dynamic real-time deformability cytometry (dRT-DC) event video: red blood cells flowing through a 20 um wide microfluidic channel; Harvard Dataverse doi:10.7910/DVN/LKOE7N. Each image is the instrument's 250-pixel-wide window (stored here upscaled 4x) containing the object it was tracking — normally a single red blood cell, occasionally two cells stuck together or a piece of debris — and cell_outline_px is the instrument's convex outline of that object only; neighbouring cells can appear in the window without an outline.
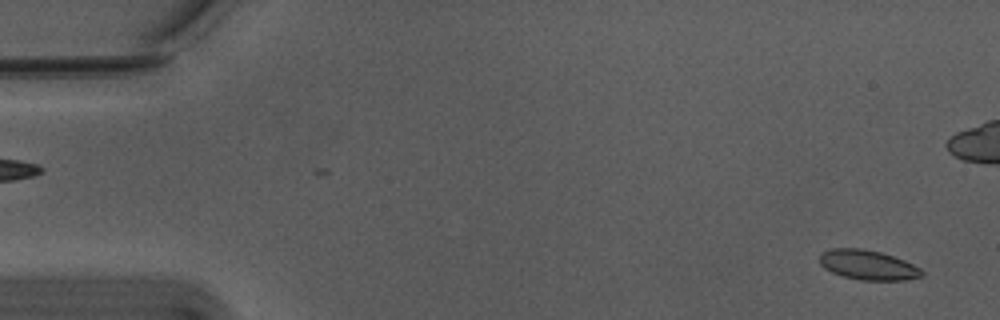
{"species": "Egyptian fruit bat (a non-hibernating species)", "species_latin": "Rousettus aegyptiacus", "temperature_condition": "warm", "stored_images_in_passage": 56, "camera_frame_rate_fps": 3000, "um_per_image_px": 0.085, "animal": {"sex": "male"}, "frame": {"image": 1, "passage_image": 2, "time_ms": 0.333, "image_size_px": [1000, 320], "cell_outline_px": [[924, 276], [904, 280], [860, 280], [844, 276], [832, 272], [824, 268], [820, 264], [820, 252], [832, 248], [860, 248], [880, 252], [904, 260], [920, 268], [924, 272]], "centroid_in_image_um": [73.77, 22.52], "position_along_channel_um": 11.2, "area_um2": 17.69}}
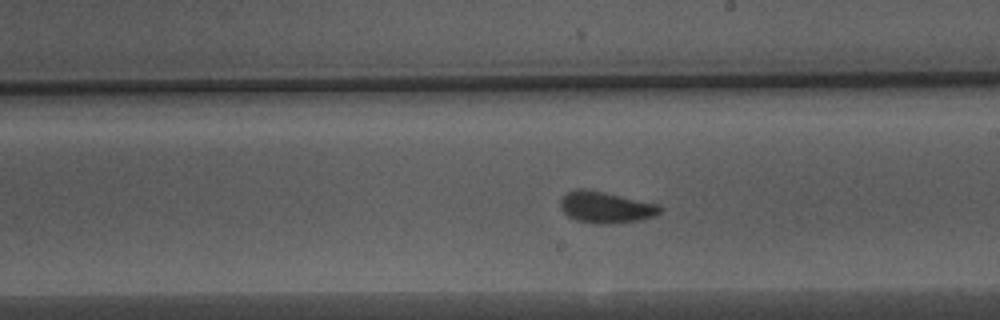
{"frame": {"image": 2, "passage_image": 31, "time_ms": 10.0, "image_size_px": [1000, 320], "cell_outline_px": [[664, 208], [660, 212], [652, 216], [640, 220], [604, 224], [596, 224], [576, 220], [568, 216], [560, 208], [560, 200], [568, 192], [576, 188], [584, 188], [660, 204]], "centroid_in_image_um": [51.49, 17.61], "position_along_channel_um": 237.5, "area_um2": 18.21}}
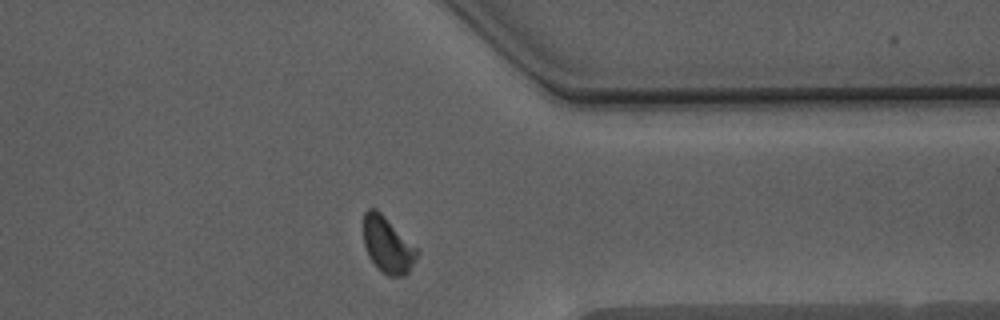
{"frame": {"image": 3, "passage_image": 43, "time_ms": 14.0, "image_size_px": [1000, 320], "cell_outline_px": [[420, 252], [416, 260], [408, 272], [404, 276], [388, 276], [380, 272], [376, 268], [368, 256], [364, 244], [364, 212], [368, 208], [376, 208], [420, 248]], "centroid_in_image_um": [32.98, 20.83], "position_along_channel_um": 378.4, "area_um2": 18.03}, "authors_computed_cell_mechanics": {"area_um2": 17.7446, "velocity_mm_per_s": 3.7138, "shape_relaxation_time_tau1_ms": 2.7279, "shape_relaxation_time_tau2_ms": 0.687, "deformation_change_tau1": 0.1048, "deformation_change_tau2": 0.0664}}